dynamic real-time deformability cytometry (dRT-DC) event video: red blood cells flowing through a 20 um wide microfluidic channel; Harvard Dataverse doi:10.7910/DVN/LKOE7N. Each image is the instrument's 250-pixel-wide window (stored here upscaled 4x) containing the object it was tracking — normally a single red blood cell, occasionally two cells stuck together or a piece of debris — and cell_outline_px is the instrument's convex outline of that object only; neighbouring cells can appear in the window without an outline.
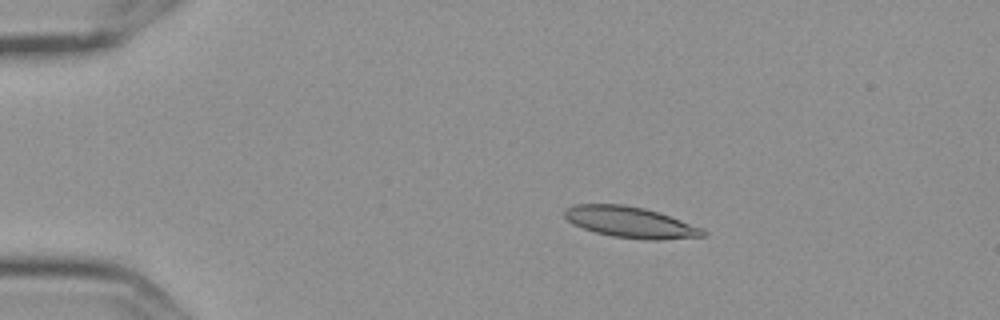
{"species": "Egyptian fruit bat (a non-hibernating species)", "species_latin": "Rousettus aegyptiacus", "temperature_condition": "cold", "stored_images_in_passage": 3, "camera_frame_rate_fps": 3000, "um_per_image_px": 0.085, "frame": {"image": 1, "passage_image": 2, "time_ms": 0.333, "image_size_px": [1000, 320], "cell_outline_px": [[708, 236], [660, 240], [648, 240], [612, 236], [596, 232], [572, 224], [564, 216], [564, 208], [572, 204], [620, 204], [644, 208], [660, 212], [704, 228], [708, 232]], "centroid_in_image_um": [53.63, 18.89], "position_along_channel_um": 31.4, "area_um2": 25.32}}